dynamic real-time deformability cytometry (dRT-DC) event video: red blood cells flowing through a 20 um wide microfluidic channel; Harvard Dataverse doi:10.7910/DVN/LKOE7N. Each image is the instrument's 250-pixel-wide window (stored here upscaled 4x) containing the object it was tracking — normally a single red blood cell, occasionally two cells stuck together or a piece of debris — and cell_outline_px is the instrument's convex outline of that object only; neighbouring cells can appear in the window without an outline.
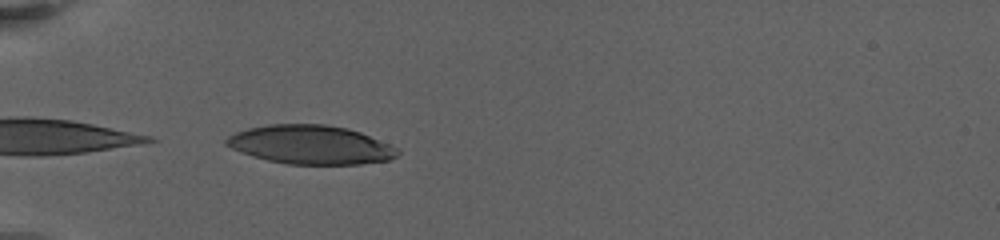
{"species": "human", "species_latin": "Homo sapiens", "temperature_condition": "warm", "stored_images_in_passage": 43, "camera_frame_rate_fps": 3000, "um_per_image_px": 0.085, "donor": {"sex": "female"}, "frame": {"image": 1, "passage_image": 1, "time_ms": 0.0, "image_size_px": [1000, 240], "cell_outline_px": [[400, 152], [392, 160], [360, 164], [288, 164], [268, 160], [252, 156], [240, 152], [224, 144], [224, 140], [228, 136], [236, 132], [248, 128], [268, 124], [324, 124], [348, 128], [360, 132], [388, 144], [396, 148]], "centroid_in_image_um": [26.38, 12.3], "position_along_channel_um": 58.6, "area_um2": 38.73}}
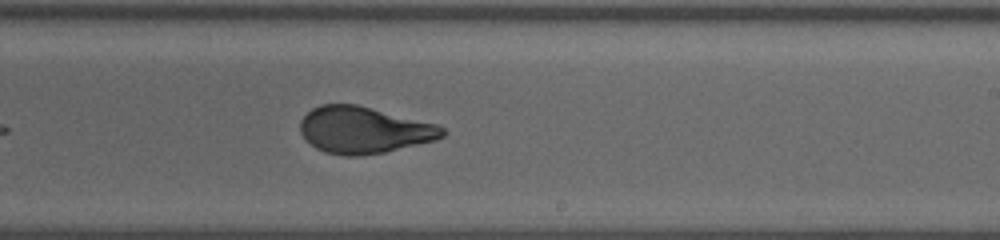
{"frame": {"image": 2, "passage_image": 20, "time_ms": 6.667, "image_size_px": [1000, 240], "cell_outline_px": [[448, 132], [444, 136], [436, 140], [384, 152], [360, 156], [340, 156], [324, 152], [316, 148], [300, 132], [300, 120], [312, 108], [320, 104], [356, 104], [436, 124], [444, 128]], "centroid_in_image_um": [30.93, 11.06], "position_along_channel_um": 258.1, "area_um2": 38.61}}
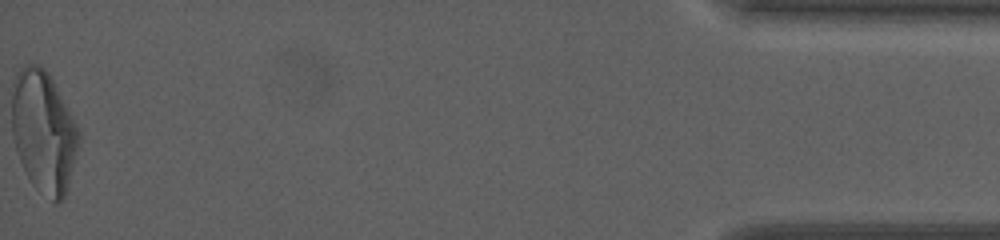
{"frame": {"image": 3, "passage_image": 43, "time_ms": 14.667, "image_size_px": [1000, 240], "cell_outline_px": [[80, 144], [68, 188], [64, 200], [56, 204], [36, 188], [32, 184], [20, 160], [12, 136], [12, 80], [16, 72], [24, 64], [40, 64], [48, 72], [80, 128]], "centroid_in_image_um": [3.73, 11.18], "position_along_channel_um": 431.5, "area_um2": 48.26}, "authors_computed_cell_mechanics": {"area_um2": 39.7664, "velocity_mm_per_s": 3.2115, "shape_relaxation_time_tau1_ms": 6.4829, "shape_relaxation_time_tau2_ms": 0.9752, "deformation_change_tau1": 0.2158, "deformation_change_tau2": 0.0755}}